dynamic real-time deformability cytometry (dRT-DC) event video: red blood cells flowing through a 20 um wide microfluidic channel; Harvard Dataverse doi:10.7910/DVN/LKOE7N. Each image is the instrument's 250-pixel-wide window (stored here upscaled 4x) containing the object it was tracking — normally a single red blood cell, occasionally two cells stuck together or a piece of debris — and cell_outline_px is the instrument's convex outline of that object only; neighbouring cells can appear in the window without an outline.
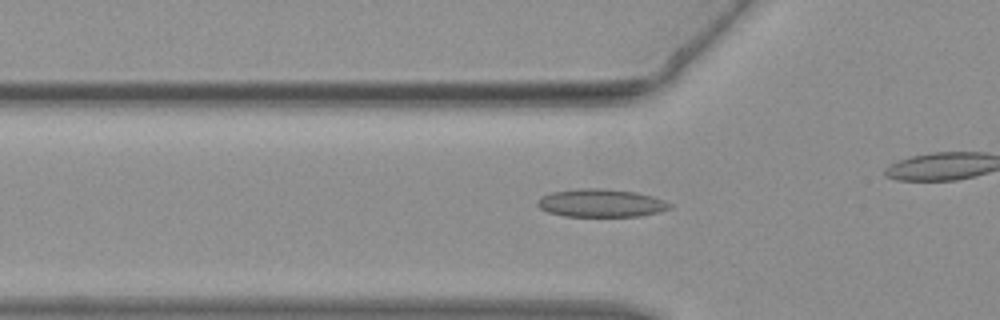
{"species": "common noctule bat (a hibernating species)", "species_latin": "Nyctalus noctula", "temperature_condition": "warm", "stored_images_in_passage": 35, "camera_frame_rate_fps": 3000, "um_per_image_px": 0.085, "animal": {"sex": "female", "body_mass_g": 19.3, "forearm_length_mm": 54.1}, "frame": {"image": 1, "passage_image": 14, "time_ms": 4.333, "image_size_px": [1000, 320], "cell_outline_px": [[672, 208], [660, 212], [640, 216], [564, 216], [548, 212], [540, 208], [536, 204], [536, 200], [540, 196], [552, 192], [580, 188], [608, 188], [636, 192], [652, 196], [664, 200], [672, 204]], "centroid_in_image_um": [51.09, 17.25], "position_along_channel_um": 74.7, "area_um2": 21.85}}
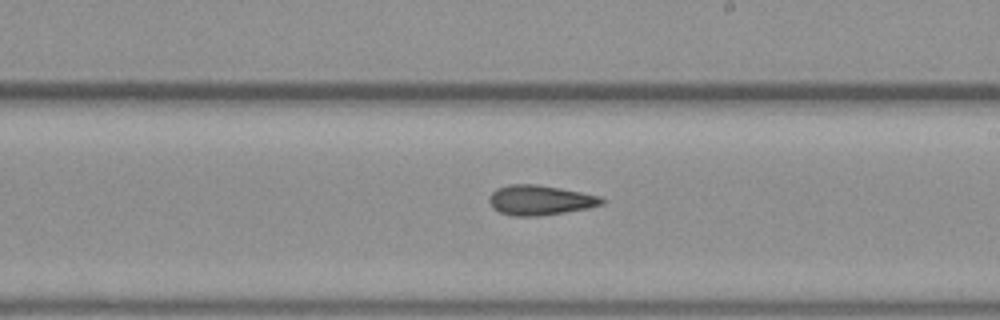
{"frame": {"image": 2, "passage_image": 25, "time_ms": 8.0, "image_size_px": [1000, 320], "cell_outline_px": [[608, 200], [604, 204], [588, 208], [540, 216], [512, 216], [500, 212], [492, 208], [488, 200], [488, 196], [496, 188], [508, 184], [536, 184], [560, 188], [600, 196]], "centroid_in_image_um": [45.89, 17.01], "position_along_channel_um": 243.1, "area_um2": 19.83}}
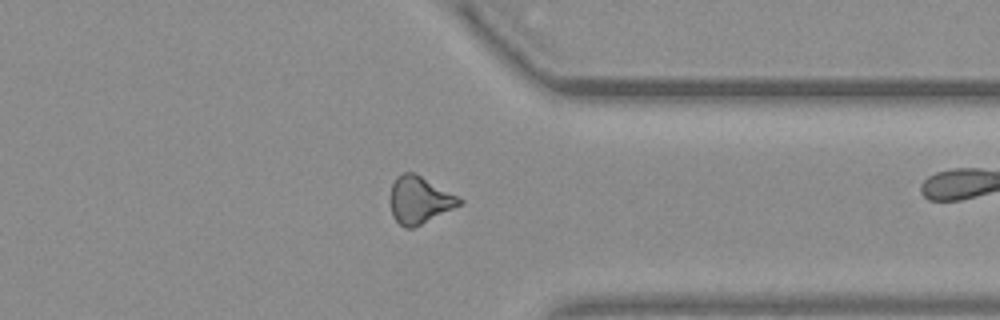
{"frame": {"image": 3, "passage_image": 34, "time_ms": 11.0, "image_size_px": [1000, 320], "cell_outline_px": [[464, 200], [460, 204], [412, 228], [404, 228], [392, 216], [388, 200], [388, 196], [392, 184], [396, 176], [404, 172], [416, 172], [460, 196]], "centroid_in_image_um": [35.61, 16.95], "position_along_channel_um": 375.8, "area_um2": 19.31}}